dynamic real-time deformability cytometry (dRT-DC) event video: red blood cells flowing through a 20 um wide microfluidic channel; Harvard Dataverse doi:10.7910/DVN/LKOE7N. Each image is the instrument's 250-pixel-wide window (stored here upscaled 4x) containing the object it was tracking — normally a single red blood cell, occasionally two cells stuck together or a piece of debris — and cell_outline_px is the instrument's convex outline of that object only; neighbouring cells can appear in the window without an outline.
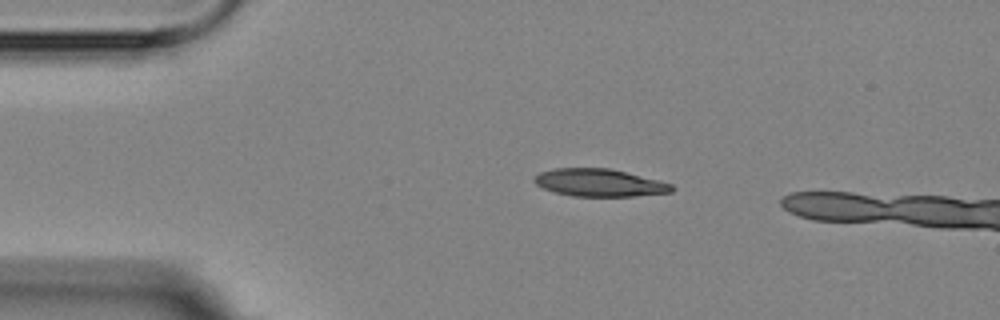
{"species": "Egyptian fruit bat (a non-hibernating species)", "species_latin": "Rousettus aegyptiacus", "temperature_condition": "room temperature", "stored_images_in_passage": 3, "camera_frame_rate_fps": 3000, "um_per_image_px": 0.085, "animal": {"sex": "female"}, "frame": {"image": 1, "passage_image": 1, "time_ms": 0.0, "image_size_px": [1000, 320], "cell_outline_px": [[676, 188], [672, 192], [636, 196], [572, 196], [556, 192], [544, 188], [536, 184], [532, 180], [540, 172], [556, 168], [608, 168], [672, 184]], "centroid_in_image_um": [50.94, 15.54], "position_along_channel_um": 34.1, "area_um2": 21.79}}